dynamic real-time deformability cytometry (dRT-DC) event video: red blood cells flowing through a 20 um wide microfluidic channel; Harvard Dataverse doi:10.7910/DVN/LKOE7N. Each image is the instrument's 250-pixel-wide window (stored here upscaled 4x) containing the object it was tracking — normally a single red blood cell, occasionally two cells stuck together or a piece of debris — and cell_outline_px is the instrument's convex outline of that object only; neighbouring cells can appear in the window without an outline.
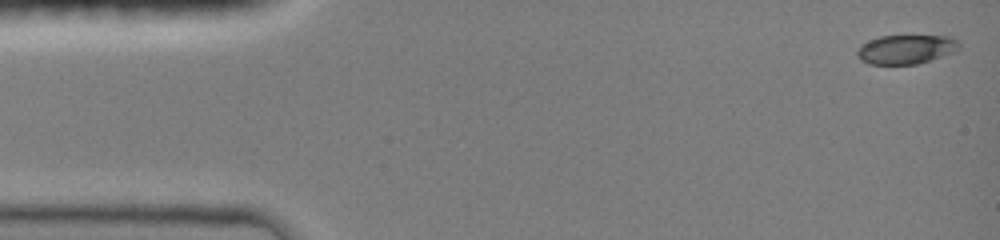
{"species": "common noctule bat (a hibernating species)", "species_latin": "Nyctalus noctula", "temperature_condition": "room temperature", "stored_images_in_passage": 6, "segment_of_instrument_passage": [2, 2], "camera_frame_rate_fps": 3000, "um_per_image_px": 0.085, "animal": {"sex": "female", "body_mass_g": 19.0, "forearm_length_mm": 51.5}, "frame": {"image": 1, "passage_image": 6, "time_ms": 4.667, "image_size_px": [1000, 240], "cell_outline_px": [[960, 44], [952, 52], [916, 64], [868, 64], [860, 60], [856, 56], [856, 52], [864, 44], [880, 36], [952, 36]], "centroid_in_image_um": [76.98, 4.19], "position_along_channel_um": 8.0, "area_um2": 16.88}}